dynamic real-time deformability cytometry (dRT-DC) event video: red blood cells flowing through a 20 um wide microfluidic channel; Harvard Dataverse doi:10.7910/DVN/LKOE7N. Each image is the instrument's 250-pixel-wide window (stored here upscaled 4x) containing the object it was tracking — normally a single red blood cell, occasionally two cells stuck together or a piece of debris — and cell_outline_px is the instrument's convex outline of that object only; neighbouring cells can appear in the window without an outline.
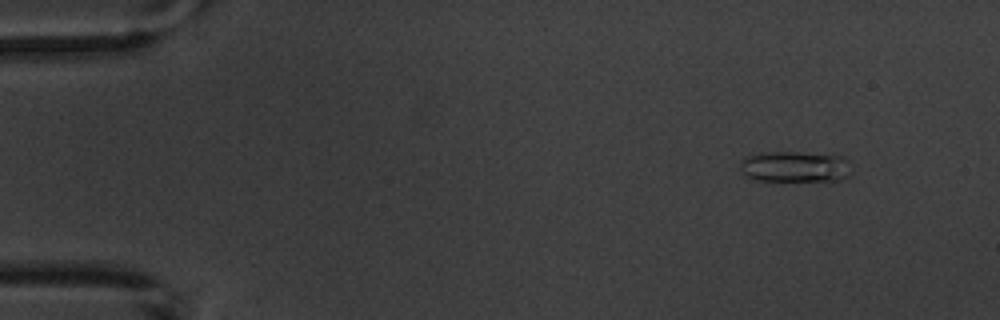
{"species": "common noctule bat (a hibernating species)", "species_latin": "Nyctalus noctula", "temperature_condition": "warm", "stored_images_in_passage": 5, "camera_frame_rate_fps": 3000, "um_per_image_px": 0.085, "animal": {"sex": "male", "body_mass_g": 20.1, "forearm_length_mm": 53.5}, "frame": {"image": 1, "passage_image": 5, "time_ms": 4.667, "image_size_px": [1000, 320], "cell_outline_px": [[848, 176], [840, 180], [752, 180], [744, 176], [740, 168], [740, 160], [744, 156], [760, 152], [796, 152], [848, 156]], "centroid_in_image_um": [67.5, 14.15], "position_along_channel_um": 17.5, "area_um2": 20.23}}